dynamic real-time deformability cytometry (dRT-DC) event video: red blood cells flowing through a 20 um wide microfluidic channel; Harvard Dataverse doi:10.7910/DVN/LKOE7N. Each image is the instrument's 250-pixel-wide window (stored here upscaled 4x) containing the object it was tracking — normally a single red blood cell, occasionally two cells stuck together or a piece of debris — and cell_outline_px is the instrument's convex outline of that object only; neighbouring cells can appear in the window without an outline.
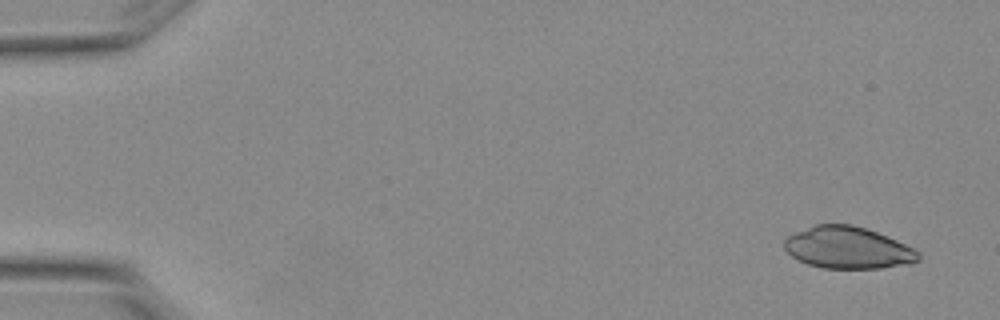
{"species": "Egyptian fruit bat (a non-hibernating species)", "species_latin": "Rousettus aegyptiacus", "temperature_condition": "warm", "stored_images_in_passage": 5, "camera_frame_rate_fps": 3000, "um_per_image_px": 0.085, "animal": {"sex": "female"}, "frame": {"image": 1, "passage_image": 1, "time_ms": 0.0, "image_size_px": [1000, 320], "cell_outline_px": [[920, 260], [912, 264], [880, 268], [824, 268], [808, 264], [792, 256], [784, 248], [784, 240], [788, 236], [796, 232], [816, 224], [852, 224], [876, 232], [896, 240], [920, 252]], "centroid_in_image_um": [72.09, 21.06], "position_along_channel_um": 12.9, "area_um2": 32.54}}